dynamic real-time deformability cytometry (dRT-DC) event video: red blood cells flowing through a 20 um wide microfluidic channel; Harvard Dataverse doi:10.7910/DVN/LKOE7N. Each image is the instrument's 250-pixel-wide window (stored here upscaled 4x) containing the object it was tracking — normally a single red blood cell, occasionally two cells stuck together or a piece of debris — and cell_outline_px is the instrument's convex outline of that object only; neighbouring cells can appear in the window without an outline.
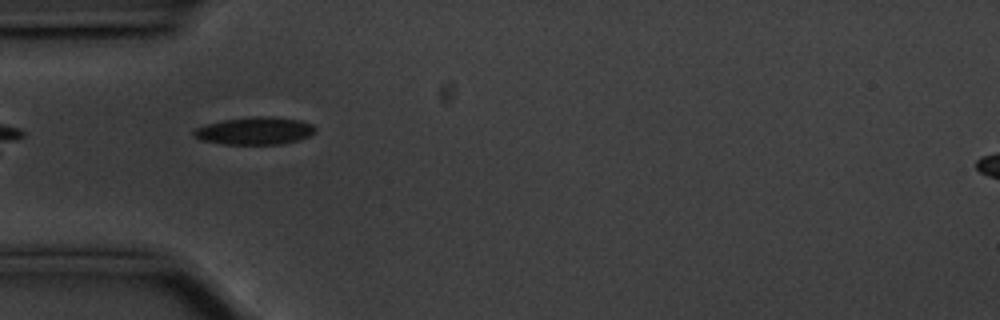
{"species": "common noctule bat (a hibernating species)", "species_latin": "Nyctalus noctula", "temperature_condition": "cold", "stored_images_in_passage": 40, "camera_frame_rate_fps": 3000, "um_per_image_px": 0.085, "animal": {"sex": "male", "body_mass_g": 20.1, "forearm_length_mm": 53.5}, "frame": {"image": 1, "passage_image": 1, "time_ms": 0.0, "image_size_px": [1000, 320], "cell_outline_px": [[316, 132], [300, 140], [280, 144], [224, 144], [200, 140], [192, 136], [192, 132], [196, 128], [204, 124], [224, 120], [252, 116], [272, 116], [300, 120], [312, 124], [316, 128]], "centroid_in_image_um": [21.65, 11.12], "position_along_channel_um": 63.4, "area_um2": 19.71}}
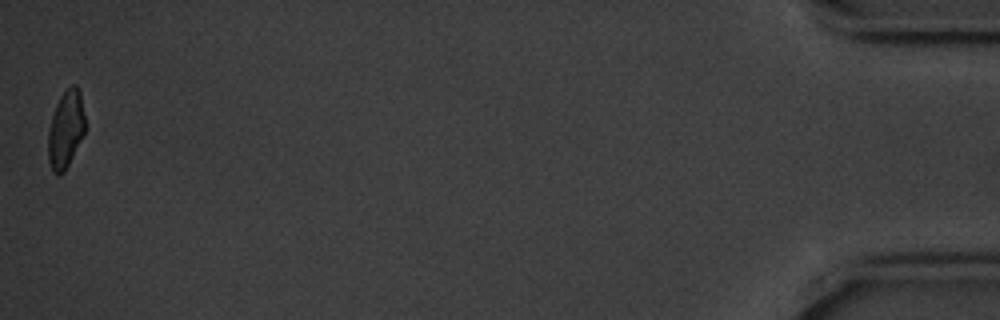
{"frame": {"image": 2, "passage_image": 40, "time_ms": 13.0, "image_size_px": [1000, 320], "cell_outline_px": [[84, 132], [64, 172], [60, 176], [56, 176], [52, 172], [48, 160], [48, 132], [52, 116], [56, 104], [60, 96], [72, 84], [76, 84], [80, 92], [84, 116]], "centroid_in_image_um": [5.56, 11.02], "position_along_channel_um": 429.6, "area_um2": 16.47}, "authors_computed_cell_mechanics": {"area_um2": 18.9584, "velocity_mm_per_s": 3.5478, "shape_relaxation_time_tau1_ms": 3.2308, "shape_relaxation_time_tau2_ms": 7.3968, "deformation_change_tau1": 0.1014, "deformation_change_tau2": 0.112}}